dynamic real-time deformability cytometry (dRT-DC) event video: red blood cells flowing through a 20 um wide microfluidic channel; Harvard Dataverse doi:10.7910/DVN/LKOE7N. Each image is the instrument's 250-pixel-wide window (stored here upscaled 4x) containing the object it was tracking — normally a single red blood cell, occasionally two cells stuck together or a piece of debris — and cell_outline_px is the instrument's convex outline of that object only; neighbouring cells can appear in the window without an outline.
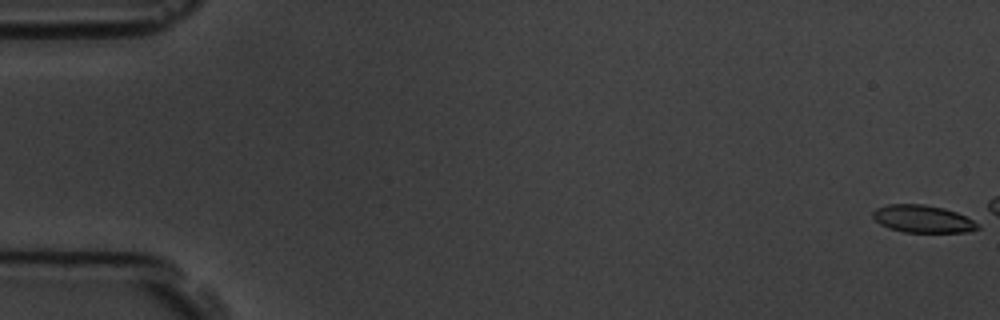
{"species": "common noctule bat (a hibernating species)", "species_latin": "Nyctalus noctula", "temperature_condition": "room temperature", "stored_images_in_passage": 4, "camera_frame_rate_fps": 3000, "um_per_image_px": 0.085, "animal": {"sex": "male", "body_mass_g": 19.5, "forearm_length_mm": 54.6}, "frame": {"image": 1, "passage_image": 1, "time_ms": 0.0, "image_size_px": [1000, 320], "cell_outline_px": [[980, 228], [968, 232], [904, 232], [888, 228], [880, 224], [872, 216], [872, 212], [876, 208], [888, 204], [924, 204], [944, 208], [980, 220]], "centroid_in_image_um": [78.51, 18.61], "position_along_channel_um": 6.5, "area_um2": 17.17}}